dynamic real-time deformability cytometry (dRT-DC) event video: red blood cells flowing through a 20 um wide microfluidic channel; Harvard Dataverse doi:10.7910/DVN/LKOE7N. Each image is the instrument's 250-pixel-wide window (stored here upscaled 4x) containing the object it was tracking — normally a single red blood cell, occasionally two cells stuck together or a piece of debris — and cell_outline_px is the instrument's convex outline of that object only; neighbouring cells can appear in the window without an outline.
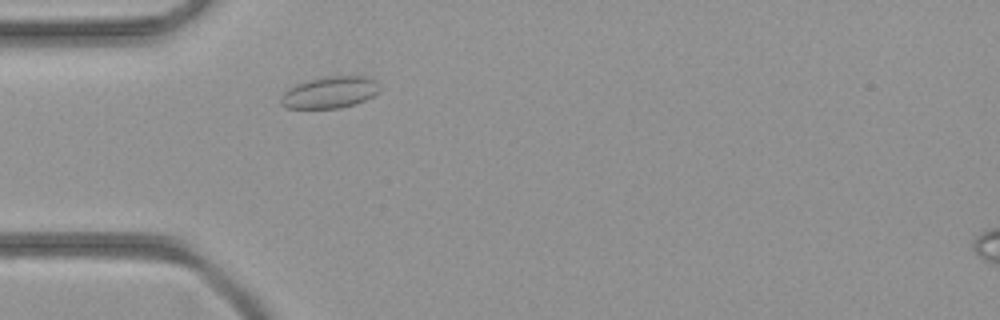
{"species": "common noctule bat (a hibernating species)", "species_latin": "Nyctalus noctula", "temperature_condition": "room temperature", "stored_images_in_passage": 32, "camera_frame_rate_fps": 3000, "um_per_image_px": 0.085, "animal": {"sex": "female", "body_mass_g": 21.9}, "frame": {"image": 1, "passage_image": 2, "time_ms": 0.333, "image_size_px": [1000, 320], "cell_outline_px": [[380, 92], [356, 104], [340, 108], [288, 108], [280, 104], [280, 96], [288, 88], [296, 84], [308, 80], [324, 76], [368, 76], [376, 80], [380, 88]], "centroid_in_image_um": [28.04, 7.84], "position_along_channel_um": 57.0, "area_um2": 18.44}}
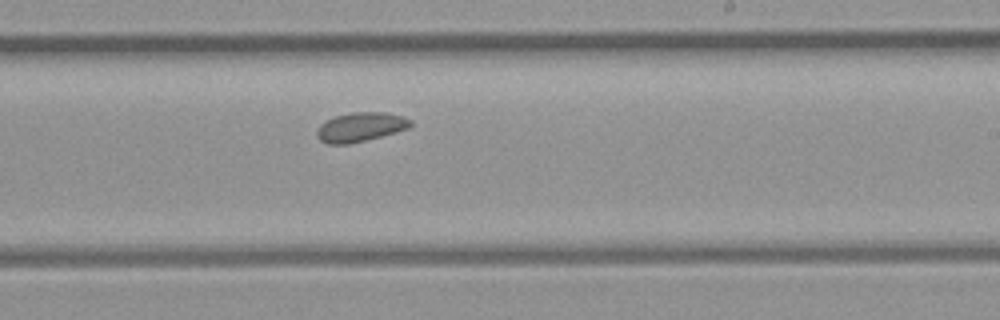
{"frame": {"image": 2, "passage_image": 15, "time_ms": 4.667, "image_size_px": [1000, 320], "cell_outline_px": [[412, 124], [408, 128], [380, 136], [348, 144], [328, 144], [320, 140], [316, 136], [316, 128], [324, 120], [336, 116], [352, 112], [384, 112], [404, 116], [412, 120]], "centroid_in_image_um": [30.6, 10.78], "position_along_channel_um": 258.4, "area_um2": 15.95}}
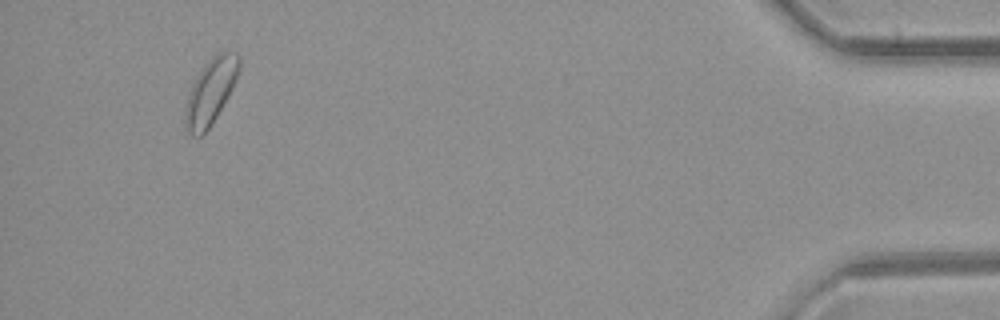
{"frame": {"image": 3, "passage_image": 30, "time_ms": 9.667, "image_size_px": [1000, 320], "cell_outline_px": [[240, 68], [232, 88], [228, 96], [216, 116], [208, 128], [200, 136], [188, 136], [184, 128], [184, 108], [188, 92], [196, 76], [204, 64], [216, 52], [236, 52], [240, 56]], "centroid_in_image_um": [17.85, 7.78], "position_along_channel_um": 417.3, "area_um2": 20.75}}